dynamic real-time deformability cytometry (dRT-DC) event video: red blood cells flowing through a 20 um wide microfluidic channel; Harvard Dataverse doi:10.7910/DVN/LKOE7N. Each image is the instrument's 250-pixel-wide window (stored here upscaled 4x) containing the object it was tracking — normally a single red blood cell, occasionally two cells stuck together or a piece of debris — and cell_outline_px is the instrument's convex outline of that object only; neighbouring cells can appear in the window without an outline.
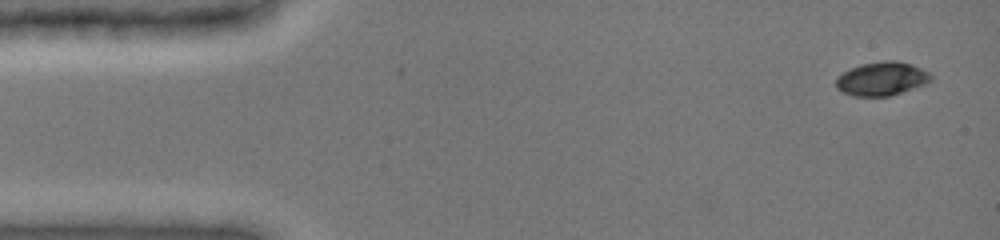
{"species": "common noctule bat (a hibernating species)", "species_latin": "Nyctalus noctula", "temperature_condition": "cold", "stored_images_in_passage": 5, "camera_frame_rate_fps": 3000, "um_per_image_px": 0.085, "animal": {"sex": "female", "body_mass_g": 19.0, "forearm_length_mm": 51.5}, "frame": {"image": 1, "passage_image": 1, "time_ms": 0.0, "image_size_px": [1000, 240], "cell_outline_px": [[932, 80], [924, 84], [888, 96], [852, 96], [836, 88], [836, 80], [844, 72], [852, 68], [864, 64], [884, 60], [896, 60], [912, 64], [928, 72], [932, 76]], "centroid_in_image_um": [74.96, 6.69], "position_along_channel_um": 10.0, "area_um2": 18.26}}
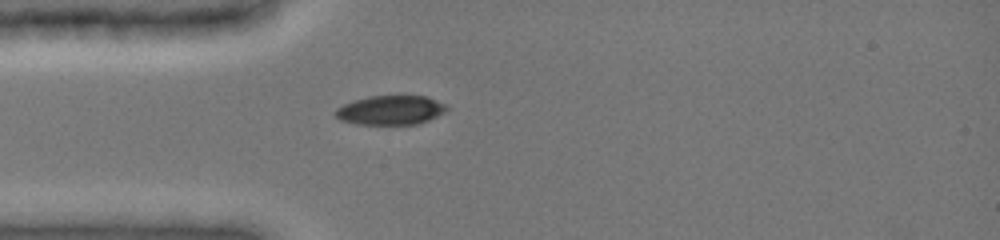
{"frame": {"image": 2, "passage_image": 5, "time_ms": 3.667, "image_size_px": [1000, 240], "cell_outline_px": [[448, 108], [444, 112], [420, 124], [356, 124], [340, 120], [332, 112], [336, 108], [352, 100], [368, 96], [424, 96], [448, 104]], "centroid_in_image_um": [33.17, 9.36], "position_along_channel_um": 51.8, "area_um2": 19.07}}